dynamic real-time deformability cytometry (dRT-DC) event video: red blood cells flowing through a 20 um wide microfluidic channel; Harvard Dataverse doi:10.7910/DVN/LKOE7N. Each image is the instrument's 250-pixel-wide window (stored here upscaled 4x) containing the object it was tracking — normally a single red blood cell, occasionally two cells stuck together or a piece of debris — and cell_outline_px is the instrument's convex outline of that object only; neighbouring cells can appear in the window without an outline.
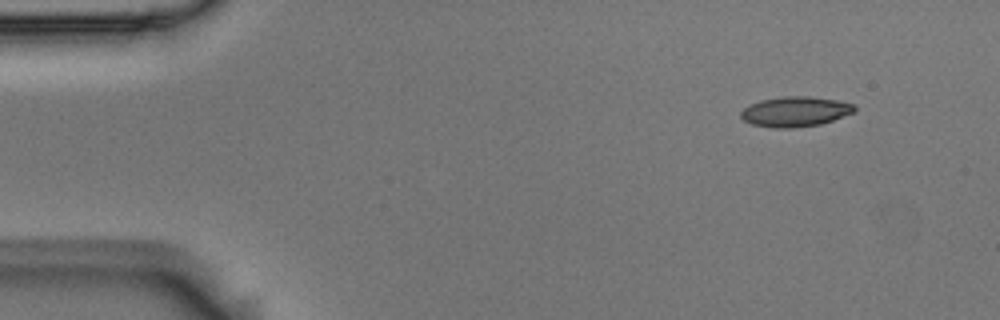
{"species": "Egyptian fruit bat (a non-hibernating species)", "species_latin": "Rousettus aegyptiacus", "temperature_condition": "room temperature", "stored_images_in_passage": 50, "camera_frame_rate_fps": 3000, "um_per_image_px": 0.085, "animal": {"sex": "male"}, "frame": {"image": 1, "passage_image": 1, "time_ms": 0.0, "image_size_px": [1000, 320], "cell_outline_px": [[856, 112], [820, 124], [792, 128], [776, 128], [752, 124], [744, 120], [740, 116], [740, 112], [744, 108], [760, 100], [780, 96], [808, 96], [836, 100], [852, 104], [856, 108]], "centroid_in_image_um": [67.59, 9.48], "position_along_channel_um": 17.4, "area_um2": 19.83}}
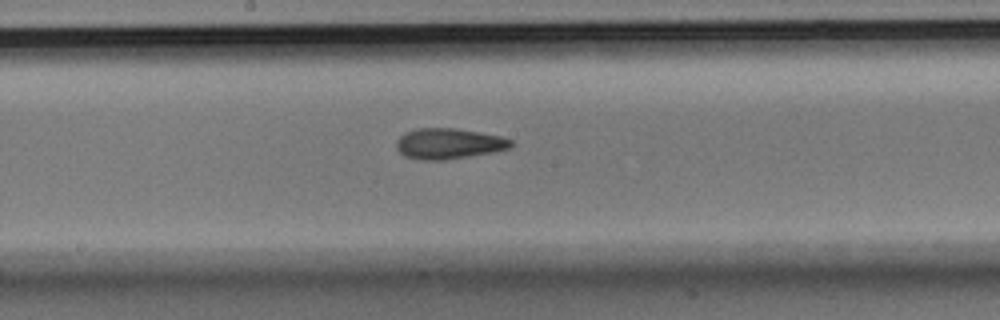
{"frame": {"image": 2, "passage_image": 24, "time_ms": 7.667, "image_size_px": [1000, 320], "cell_outline_px": [[512, 144], [508, 148], [496, 152], [444, 160], [420, 160], [404, 156], [396, 148], [396, 140], [404, 132], [416, 128], [456, 128], [500, 136], [512, 140]], "centroid_in_image_um": [38.1, 12.21], "position_along_channel_um": 210.1, "area_um2": 20.58}}
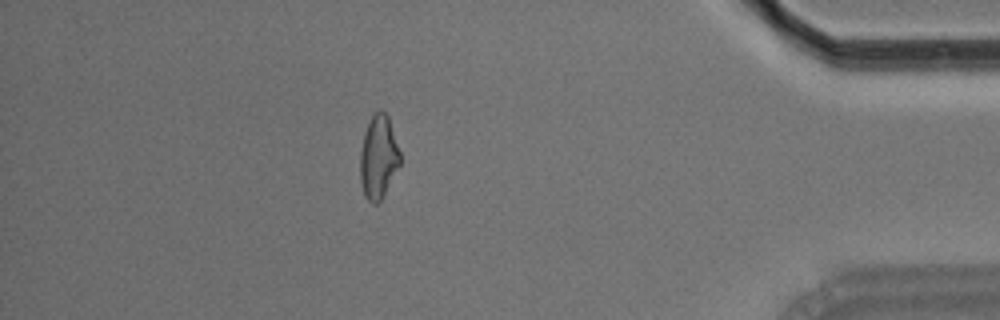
{"frame": {"image": 3, "passage_image": 43, "time_ms": 14.0, "image_size_px": [1000, 320], "cell_outline_px": [[400, 164], [380, 200], [376, 204], [372, 204], [364, 196], [360, 180], [360, 152], [364, 132], [372, 116], [380, 108], [388, 116], [400, 152]], "centroid_in_image_um": [32.15, 13.35], "position_along_channel_um": 403.1, "area_um2": 19.19}, "authors_computed_cell_mechanics": {"area_um2": 19.7965, "velocity_mm_per_s": 3.7298, "shape_relaxation_time_tau1_ms": null, "shape_relaxation_time_tau2_ms": 3.3155, "deformation_change_tau1": null, "deformation_change_tau2": 0.1128}}